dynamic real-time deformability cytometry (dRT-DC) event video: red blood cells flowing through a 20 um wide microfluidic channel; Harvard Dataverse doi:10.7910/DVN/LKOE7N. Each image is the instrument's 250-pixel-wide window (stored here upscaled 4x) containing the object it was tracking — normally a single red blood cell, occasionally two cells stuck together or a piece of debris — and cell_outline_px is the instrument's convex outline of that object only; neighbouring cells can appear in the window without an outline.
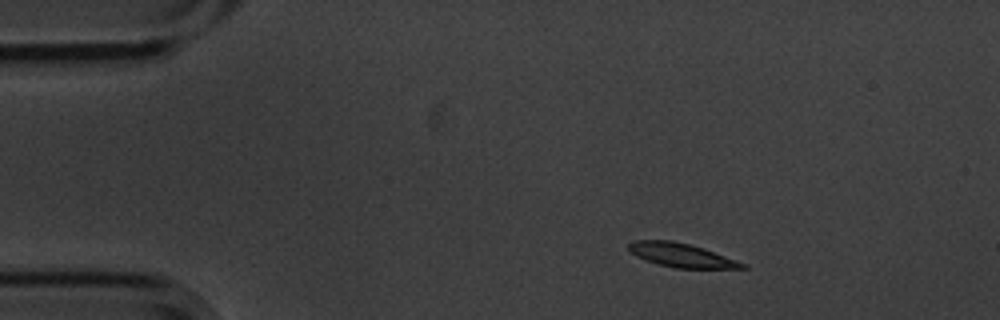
{"species": "common noctule bat (a hibernating species)", "species_latin": "Nyctalus noctula", "temperature_condition": "cold", "stored_images_in_passage": 3, "camera_frame_rate_fps": 3000, "um_per_image_px": 0.085, "animal": {"sex": "male", "body_mass_g": 20.1, "forearm_length_mm": 53.5}, "frame": {"image": 1, "passage_image": 1, "time_ms": 0.0, "image_size_px": [1000, 320], "cell_outline_px": [[748, 268], [676, 268], [660, 264], [636, 256], [628, 252], [628, 244], [632, 240], [672, 240], [704, 248], [748, 264]], "centroid_in_image_um": [57.92, 21.68], "position_along_channel_um": 27.1, "area_um2": 15.78}}